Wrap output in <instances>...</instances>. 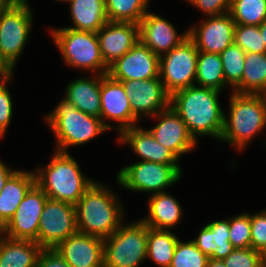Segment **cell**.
I'll use <instances>...</instances> for the list:
<instances>
[{
	"instance_id": "26",
	"label": "cell",
	"mask_w": 266,
	"mask_h": 267,
	"mask_svg": "<svg viewBox=\"0 0 266 267\" xmlns=\"http://www.w3.org/2000/svg\"><path fill=\"white\" fill-rule=\"evenodd\" d=\"M68 6L73 26L65 28L97 33L109 21L105 0H71Z\"/></svg>"
},
{
	"instance_id": "31",
	"label": "cell",
	"mask_w": 266,
	"mask_h": 267,
	"mask_svg": "<svg viewBox=\"0 0 266 267\" xmlns=\"http://www.w3.org/2000/svg\"><path fill=\"white\" fill-rule=\"evenodd\" d=\"M106 14L112 22L139 24L149 10L150 0H105Z\"/></svg>"
},
{
	"instance_id": "4",
	"label": "cell",
	"mask_w": 266,
	"mask_h": 267,
	"mask_svg": "<svg viewBox=\"0 0 266 267\" xmlns=\"http://www.w3.org/2000/svg\"><path fill=\"white\" fill-rule=\"evenodd\" d=\"M229 113L224 114L220 142L243 151L266 129V109L261 94H239L231 91Z\"/></svg>"
},
{
	"instance_id": "23",
	"label": "cell",
	"mask_w": 266,
	"mask_h": 267,
	"mask_svg": "<svg viewBox=\"0 0 266 267\" xmlns=\"http://www.w3.org/2000/svg\"><path fill=\"white\" fill-rule=\"evenodd\" d=\"M100 82L101 75L95 74L73 79L65 87V97L63 98L85 114L100 118Z\"/></svg>"
},
{
	"instance_id": "10",
	"label": "cell",
	"mask_w": 266,
	"mask_h": 267,
	"mask_svg": "<svg viewBox=\"0 0 266 267\" xmlns=\"http://www.w3.org/2000/svg\"><path fill=\"white\" fill-rule=\"evenodd\" d=\"M198 52L194 42L187 37L159 57V77L170 96L195 85Z\"/></svg>"
},
{
	"instance_id": "16",
	"label": "cell",
	"mask_w": 266,
	"mask_h": 267,
	"mask_svg": "<svg viewBox=\"0 0 266 267\" xmlns=\"http://www.w3.org/2000/svg\"><path fill=\"white\" fill-rule=\"evenodd\" d=\"M153 117L158 122L148 130L157 142L169 149L179 160L184 154L194 151L198 142L171 106L151 118Z\"/></svg>"
},
{
	"instance_id": "13",
	"label": "cell",
	"mask_w": 266,
	"mask_h": 267,
	"mask_svg": "<svg viewBox=\"0 0 266 267\" xmlns=\"http://www.w3.org/2000/svg\"><path fill=\"white\" fill-rule=\"evenodd\" d=\"M48 197L35 184L19 204L15 214L0 229V233L13 239L37 242V233L41 213Z\"/></svg>"
},
{
	"instance_id": "18",
	"label": "cell",
	"mask_w": 266,
	"mask_h": 267,
	"mask_svg": "<svg viewBox=\"0 0 266 267\" xmlns=\"http://www.w3.org/2000/svg\"><path fill=\"white\" fill-rule=\"evenodd\" d=\"M138 26L139 41L159 57L188 37V30L179 34L170 21L151 11L146 13Z\"/></svg>"
},
{
	"instance_id": "2",
	"label": "cell",
	"mask_w": 266,
	"mask_h": 267,
	"mask_svg": "<svg viewBox=\"0 0 266 267\" xmlns=\"http://www.w3.org/2000/svg\"><path fill=\"white\" fill-rule=\"evenodd\" d=\"M116 192L98 180L75 204L78 232L109 237L125 221V206Z\"/></svg>"
},
{
	"instance_id": "35",
	"label": "cell",
	"mask_w": 266,
	"mask_h": 267,
	"mask_svg": "<svg viewBox=\"0 0 266 267\" xmlns=\"http://www.w3.org/2000/svg\"><path fill=\"white\" fill-rule=\"evenodd\" d=\"M234 44L240 46L246 53H266L259 26L236 25Z\"/></svg>"
},
{
	"instance_id": "43",
	"label": "cell",
	"mask_w": 266,
	"mask_h": 267,
	"mask_svg": "<svg viewBox=\"0 0 266 267\" xmlns=\"http://www.w3.org/2000/svg\"><path fill=\"white\" fill-rule=\"evenodd\" d=\"M16 171V169H11L6 165L3 160H0V192L4 188L5 182L7 179Z\"/></svg>"
},
{
	"instance_id": "12",
	"label": "cell",
	"mask_w": 266,
	"mask_h": 267,
	"mask_svg": "<svg viewBox=\"0 0 266 267\" xmlns=\"http://www.w3.org/2000/svg\"><path fill=\"white\" fill-rule=\"evenodd\" d=\"M100 98V119L108 130H116L119 135L122 131L140 123L132 112L122 82L112 79L108 74L101 75ZM106 120L116 121L117 125L106 123Z\"/></svg>"
},
{
	"instance_id": "40",
	"label": "cell",
	"mask_w": 266,
	"mask_h": 267,
	"mask_svg": "<svg viewBox=\"0 0 266 267\" xmlns=\"http://www.w3.org/2000/svg\"><path fill=\"white\" fill-rule=\"evenodd\" d=\"M232 0H185L188 4L203 12L204 17L228 13Z\"/></svg>"
},
{
	"instance_id": "20",
	"label": "cell",
	"mask_w": 266,
	"mask_h": 267,
	"mask_svg": "<svg viewBox=\"0 0 266 267\" xmlns=\"http://www.w3.org/2000/svg\"><path fill=\"white\" fill-rule=\"evenodd\" d=\"M96 34L102 58L109 66L139 41V26L131 22L108 21Z\"/></svg>"
},
{
	"instance_id": "28",
	"label": "cell",
	"mask_w": 266,
	"mask_h": 267,
	"mask_svg": "<svg viewBox=\"0 0 266 267\" xmlns=\"http://www.w3.org/2000/svg\"><path fill=\"white\" fill-rule=\"evenodd\" d=\"M232 91L239 94L266 91V53H246L242 81Z\"/></svg>"
},
{
	"instance_id": "38",
	"label": "cell",
	"mask_w": 266,
	"mask_h": 267,
	"mask_svg": "<svg viewBox=\"0 0 266 267\" xmlns=\"http://www.w3.org/2000/svg\"><path fill=\"white\" fill-rule=\"evenodd\" d=\"M12 79L0 81V136L5 137L13 116V100L7 85ZM9 83V84H8ZM4 136V137H3Z\"/></svg>"
},
{
	"instance_id": "9",
	"label": "cell",
	"mask_w": 266,
	"mask_h": 267,
	"mask_svg": "<svg viewBox=\"0 0 266 267\" xmlns=\"http://www.w3.org/2000/svg\"><path fill=\"white\" fill-rule=\"evenodd\" d=\"M28 2L15 0L0 11V49L14 68L31 36L34 12Z\"/></svg>"
},
{
	"instance_id": "8",
	"label": "cell",
	"mask_w": 266,
	"mask_h": 267,
	"mask_svg": "<svg viewBox=\"0 0 266 267\" xmlns=\"http://www.w3.org/2000/svg\"><path fill=\"white\" fill-rule=\"evenodd\" d=\"M180 166L138 160L121 168L115 180L121 189L154 195L179 182L183 173Z\"/></svg>"
},
{
	"instance_id": "15",
	"label": "cell",
	"mask_w": 266,
	"mask_h": 267,
	"mask_svg": "<svg viewBox=\"0 0 266 267\" xmlns=\"http://www.w3.org/2000/svg\"><path fill=\"white\" fill-rule=\"evenodd\" d=\"M235 22L230 13L205 17L204 20L191 25L188 37L202 52L220 54L234 44Z\"/></svg>"
},
{
	"instance_id": "45",
	"label": "cell",
	"mask_w": 266,
	"mask_h": 267,
	"mask_svg": "<svg viewBox=\"0 0 266 267\" xmlns=\"http://www.w3.org/2000/svg\"><path fill=\"white\" fill-rule=\"evenodd\" d=\"M15 0H0V11L7 9Z\"/></svg>"
},
{
	"instance_id": "25",
	"label": "cell",
	"mask_w": 266,
	"mask_h": 267,
	"mask_svg": "<svg viewBox=\"0 0 266 267\" xmlns=\"http://www.w3.org/2000/svg\"><path fill=\"white\" fill-rule=\"evenodd\" d=\"M36 184L33 171L16 170L5 182L0 192V229L15 214L19 204Z\"/></svg>"
},
{
	"instance_id": "7",
	"label": "cell",
	"mask_w": 266,
	"mask_h": 267,
	"mask_svg": "<svg viewBox=\"0 0 266 267\" xmlns=\"http://www.w3.org/2000/svg\"><path fill=\"white\" fill-rule=\"evenodd\" d=\"M148 226L140 219L123 222L104 238V267H139L147 260Z\"/></svg>"
},
{
	"instance_id": "42",
	"label": "cell",
	"mask_w": 266,
	"mask_h": 267,
	"mask_svg": "<svg viewBox=\"0 0 266 267\" xmlns=\"http://www.w3.org/2000/svg\"><path fill=\"white\" fill-rule=\"evenodd\" d=\"M15 68L3 56L0 49V81L12 79Z\"/></svg>"
},
{
	"instance_id": "27",
	"label": "cell",
	"mask_w": 266,
	"mask_h": 267,
	"mask_svg": "<svg viewBox=\"0 0 266 267\" xmlns=\"http://www.w3.org/2000/svg\"><path fill=\"white\" fill-rule=\"evenodd\" d=\"M42 249L36 241L13 239L0 233V267H36Z\"/></svg>"
},
{
	"instance_id": "19",
	"label": "cell",
	"mask_w": 266,
	"mask_h": 267,
	"mask_svg": "<svg viewBox=\"0 0 266 267\" xmlns=\"http://www.w3.org/2000/svg\"><path fill=\"white\" fill-rule=\"evenodd\" d=\"M71 267H104V240L77 232L54 248Z\"/></svg>"
},
{
	"instance_id": "14",
	"label": "cell",
	"mask_w": 266,
	"mask_h": 267,
	"mask_svg": "<svg viewBox=\"0 0 266 267\" xmlns=\"http://www.w3.org/2000/svg\"><path fill=\"white\" fill-rule=\"evenodd\" d=\"M133 114L141 121L170 106V95L160 77L146 80L121 81Z\"/></svg>"
},
{
	"instance_id": "30",
	"label": "cell",
	"mask_w": 266,
	"mask_h": 267,
	"mask_svg": "<svg viewBox=\"0 0 266 267\" xmlns=\"http://www.w3.org/2000/svg\"><path fill=\"white\" fill-rule=\"evenodd\" d=\"M195 85L222 91L230 88L223 75V67L219 54L198 52Z\"/></svg>"
},
{
	"instance_id": "41",
	"label": "cell",
	"mask_w": 266,
	"mask_h": 267,
	"mask_svg": "<svg viewBox=\"0 0 266 267\" xmlns=\"http://www.w3.org/2000/svg\"><path fill=\"white\" fill-rule=\"evenodd\" d=\"M36 267H71L54 248H43Z\"/></svg>"
},
{
	"instance_id": "3",
	"label": "cell",
	"mask_w": 266,
	"mask_h": 267,
	"mask_svg": "<svg viewBox=\"0 0 266 267\" xmlns=\"http://www.w3.org/2000/svg\"><path fill=\"white\" fill-rule=\"evenodd\" d=\"M53 153L47 165L34 169L36 184L49 199L75 205L96 179L84 175L70 153Z\"/></svg>"
},
{
	"instance_id": "39",
	"label": "cell",
	"mask_w": 266,
	"mask_h": 267,
	"mask_svg": "<svg viewBox=\"0 0 266 267\" xmlns=\"http://www.w3.org/2000/svg\"><path fill=\"white\" fill-rule=\"evenodd\" d=\"M251 248L261 251L266 247V208L257 213L250 212Z\"/></svg>"
},
{
	"instance_id": "5",
	"label": "cell",
	"mask_w": 266,
	"mask_h": 267,
	"mask_svg": "<svg viewBox=\"0 0 266 267\" xmlns=\"http://www.w3.org/2000/svg\"><path fill=\"white\" fill-rule=\"evenodd\" d=\"M43 119L56 137L54 150L62 153L109 131L100 118L85 114L64 98Z\"/></svg>"
},
{
	"instance_id": "21",
	"label": "cell",
	"mask_w": 266,
	"mask_h": 267,
	"mask_svg": "<svg viewBox=\"0 0 266 267\" xmlns=\"http://www.w3.org/2000/svg\"><path fill=\"white\" fill-rule=\"evenodd\" d=\"M131 127L122 131L118 137L119 144H126L139 159L160 164H179V159L166 147L157 142L148 129Z\"/></svg>"
},
{
	"instance_id": "24",
	"label": "cell",
	"mask_w": 266,
	"mask_h": 267,
	"mask_svg": "<svg viewBox=\"0 0 266 267\" xmlns=\"http://www.w3.org/2000/svg\"><path fill=\"white\" fill-rule=\"evenodd\" d=\"M191 240L208 258L216 260H223L234 249L229 240V218L210 221Z\"/></svg>"
},
{
	"instance_id": "17",
	"label": "cell",
	"mask_w": 266,
	"mask_h": 267,
	"mask_svg": "<svg viewBox=\"0 0 266 267\" xmlns=\"http://www.w3.org/2000/svg\"><path fill=\"white\" fill-rule=\"evenodd\" d=\"M107 74L114 80H146L159 77V56L138 41L122 57L108 67Z\"/></svg>"
},
{
	"instance_id": "47",
	"label": "cell",
	"mask_w": 266,
	"mask_h": 267,
	"mask_svg": "<svg viewBox=\"0 0 266 267\" xmlns=\"http://www.w3.org/2000/svg\"><path fill=\"white\" fill-rule=\"evenodd\" d=\"M261 267H266V247L260 251Z\"/></svg>"
},
{
	"instance_id": "44",
	"label": "cell",
	"mask_w": 266,
	"mask_h": 267,
	"mask_svg": "<svg viewBox=\"0 0 266 267\" xmlns=\"http://www.w3.org/2000/svg\"><path fill=\"white\" fill-rule=\"evenodd\" d=\"M206 267H226L223 260L208 258Z\"/></svg>"
},
{
	"instance_id": "6",
	"label": "cell",
	"mask_w": 266,
	"mask_h": 267,
	"mask_svg": "<svg viewBox=\"0 0 266 267\" xmlns=\"http://www.w3.org/2000/svg\"><path fill=\"white\" fill-rule=\"evenodd\" d=\"M50 37L68 67L95 75H106L108 65L104 62L97 34L71 28H50Z\"/></svg>"
},
{
	"instance_id": "37",
	"label": "cell",
	"mask_w": 266,
	"mask_h": 267,
	"mask_svg": "<svg viewBox=\"0 0 266 267\" xmlns=\"http://www.w3.org/2000/svg\"><path fill=\"white\" fill-rule=\"evenodd\" d=\"M226 267H261L260 252L253 248H234L223 259Z\"/></svg>"
},
{
	"instance_id": "49",
	"label": "cell",
	"mask_w": 266,
	"mask_h": 267,
	"mask_svg": "<svg viewBox=\"0 0 266 267\" xmlns=\"http://www.w3.org/2000/svg\"><path fill=\"white\" fill-rule=\"evenodd\" d=\"M55 1H59V2H65V3H69L71 0H55Z\"/></svg>"
},
{
	"instance_id": "1",
	"label": "cell",
	"mask_w": 266,
	"mask_h": 267,
	"mask_svg": "<svg viewBox=\"0 0 266 267\" xmlns=\"http://www.w3.org/2000/svg\"><path fill=\"white\" fill-rule=\"evenodd\" d=\"M220 94L215 89L192 85L170 96V106L182 118L197 142L202 136L220 140L225 114L220 106Z\"/></svg>"
},
{
	"instance_id": "34",
	"label": "cell",
	"mask_w": 266,
	"mask_h": 267,
	"mask_svg": "<svg viewBox=\"0 0 266 267\" xmlns=\"http://www.w3.org/2000/svg\"><path fill=\"white\" fill-rule=\"evenodd\" d=\"M208 257L202 253L192 240H178L169 267H206Z\"/></svg>"
},
{
	"instance_id": "29",
	"label": "cell",
	"mask_w": 266,
	"mask_h": 267,
	"mask_svg": "<svg viewBox=\"0 0 266 267\" xmlns=\"http://www.w3.org/2000/svg\"><path fill=\"white\" fill-rule=\"evenodd\" d=\"M172 230H157L148 227L147 258L158 267H169L174 256L178 236Z\"/></svg>"
},
{
	"instance_id": "36",
	"label": "cell",
	"mask_w": 266,
	"mask_h": 267,
	"mask_svg": "<svg viewBox=\"0 0 266 267\" xmlns=\"http://www.w3.org/2000/svg\"><path fill=\"white\" fill-rule=\"evenodd\" d=\"M229 240L233 248L251 247L250 213L229 217Z\"/></svg>"
},
{
	"instance_id": "32",
	"label": "cell",
	"mask_w": 266,
	"mask_h": 267,
	"mask_svg": "<svg viewBox=\"0 0 266 267\" xmlns=\"http://www.w3.org/2000/svg\"><path fill=\"white\" fill-rule=\"evenodd\" d=\"M229 13L236 25L259 26L266 20V0H232Z\"/></svg>"
},
{
	"instance_id": "11",
	"label": "cell",
	"mask_w": 266,
	"mask_h": 267,
	"mask_svg": "<svg viewBox=\"0 0 266 267\" xmlns=\"http://www.w3.org/2000/svg\"><path fill=\"white\" fill-rule=\"evenodd\" d=\"M77 232L75 205L48 198L39 220L37 243L42 248H55Z\"/></svg>"
},
{
	"instance_id": "46",
	"label": "cell",
	"mask_w": 266,
	"mask_h": 267,
	"mask_svg": "<svg viewBox=\"0 0 266 267\" xmlns=\"http://www.w3.org/2000/svg\"><path fill=\"white\" fill-rule=\"evenodd\" d=\"M259 29H260L262 39L265 42V46H266V20L262 24L259 25Z\"/></svg>"
},
{
	"instance_id": "33",
	"label": "cell",
	"mask_w": 266,
	"mask_h": 267,
	"mask_svg": "<svg viewBox=\"0 0 266 267\" xmlns=\"http://www.w3.org/2000/svg\"><path fill=\"white\" fill-rule=\"evenodd\" d=\"M219 55L225 82L233 90L242 81L246 52L240 46L232 44Z\"/></svg>"
},
{
	"instance_id": "22",
	"label": "cell",
	"mask_w": 266,
	"mask_h": 267,
	"mask_svg": "<svg viewBox=\"0 0 266 267\" xmlns=\"http://www.w3.org/2000/svg\"><path fill=\"white\" fill-rule=\"evenodd\" d=\"M148 213L141 220L152 229L172 230L183 217V208L178 200L168 192L148 196Z\"/></svg>"
},
{
	"instance_id": "48",
	"label": "cell",
	"mask_w": 266,
	"mask_h": 267,
	"mask_svg": "<svg viewBox=\"0 0 266 267\" xmlns=\"http://www.w3.org/2000/svg\"><path fill=\"white\" fill-rule=\"evenodd\" d=\"M261 96H262V98H263V100H264V103H265V109H266V91L263 92V93L261 94Z\"/></svg>"
}]
</instances>
